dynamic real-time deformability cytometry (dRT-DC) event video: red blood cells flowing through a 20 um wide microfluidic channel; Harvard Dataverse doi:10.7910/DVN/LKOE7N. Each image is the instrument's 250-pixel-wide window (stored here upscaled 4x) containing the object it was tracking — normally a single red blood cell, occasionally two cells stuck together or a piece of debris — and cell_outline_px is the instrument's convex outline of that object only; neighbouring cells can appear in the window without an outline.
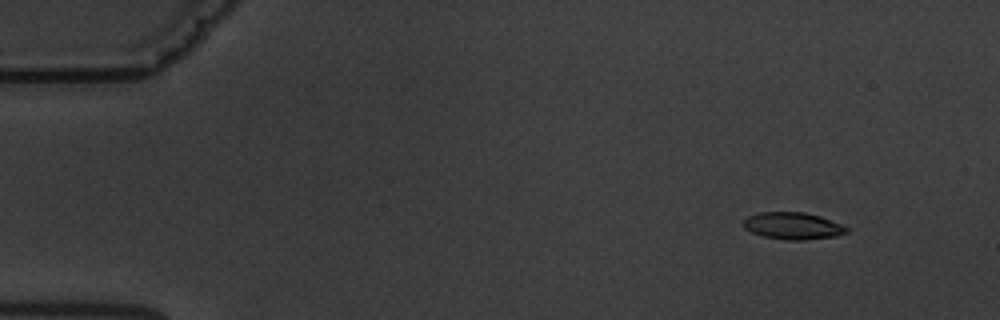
{"species": "common noctule bat (a hibernating species)", "species_latin": "Nyctalus noctula", "temperature_condition": "warm", "stored_images_in_passage": 14, "camera_frame_rate_fps": 3000, "um_per_image_px": 0.085, "animal": {"sex": "male", "body_mass_g": 19.5, "forearm_length_mm": 54.6}, "frame": {"image": 1, "passage_image": 2, "time_ms": 1.0, "image_size_px": [1000, 320], "cell_outline_px": [[848, 232], [836, 236], [804, 240], [788, 240], [764, 236], [752, 232], [744, 228], [744, 220], [748, 216], [760, 212], [804, 212], [820, 216], [840, 224], [848, 228]], "centroid_in_image_um": [67.4, 19.19], "position_along_channel_um": 17.6, "area_um2": 16.07}}
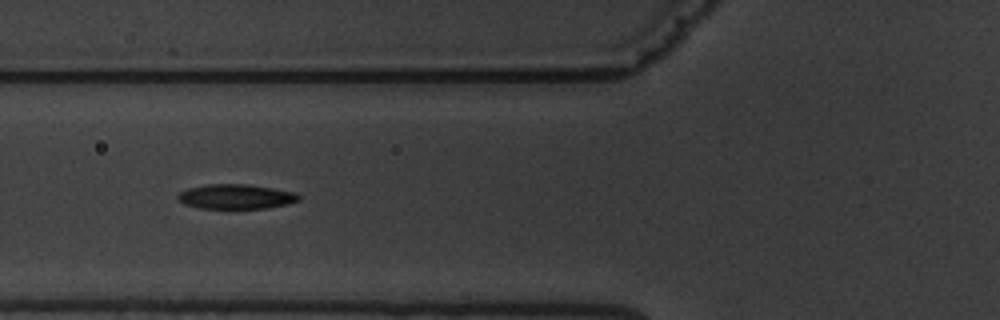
{"frame": {"image": 2, "passage_image": 5, "time_ms": 6.333, "image_size_px": [1000, 320], "cell_outline_px": [[300, 200], [288, 204], [268, 208], [200, 208], [184, 204], [176, 200], [176, 196], [180, 192], [188, 188], [204, 184], [244, 184], [272, 188], [296, 192], [300, 196]], "centroid_in_image_um": [20.03, 16.71], "position_along_channel_um": 105.8, "area_um2": 17.51}}
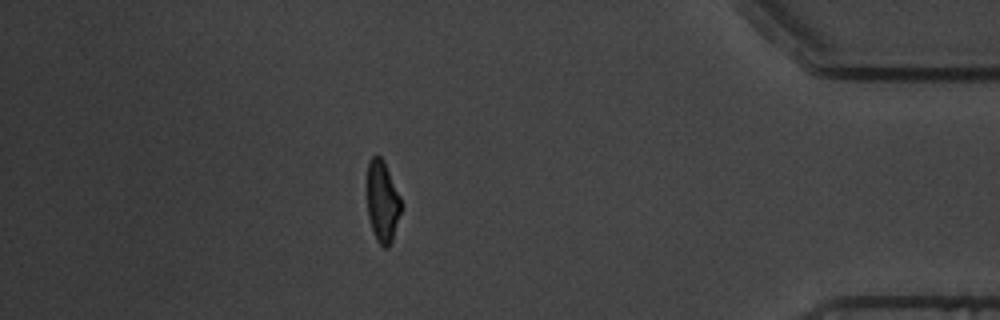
{"frame": {"image": 3, "passage_image": 13, "time_ms": 15.667, "image_size_px": [1000, 320], "cell_outline_px": [[400, 212], [392, 240], [388, 248], [384, 248], [376, 240], [368, 216], [364, 188], [368, 160], [376, 152], [384, 160], [400, 196]], "centroid_in_image_um": [32.43, 17.03], "position_along_channel_um": 402.8, "area_um2": 16.76}, "authors_computed_cell_mechanics": {"area_um2": 16.8487, "velocity_mm_per_s": 3.611, "shape_relaxation_time_tau1_ms": 2.772, "shape_relaxation_time_tau2_ms": 1.9371, "deformation_change_tau1": 0.1486, "deformation_change_tau2": 0.0677}}